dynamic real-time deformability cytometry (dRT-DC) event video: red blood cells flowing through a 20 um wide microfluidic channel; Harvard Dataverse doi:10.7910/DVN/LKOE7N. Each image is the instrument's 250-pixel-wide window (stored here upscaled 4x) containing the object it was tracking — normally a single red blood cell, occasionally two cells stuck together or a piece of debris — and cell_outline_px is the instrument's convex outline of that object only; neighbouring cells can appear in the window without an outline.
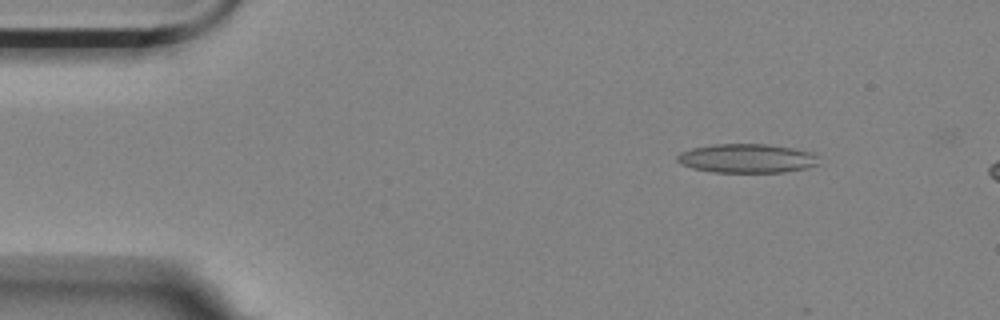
{"species": "Egyptian fruit bat (a non-hibernating species)", "species_latin": "Rousettus aegyptiacus", "temperature_condition": "room temperature", "stored_images_in_passage": 11, "camera_frame_rate_fps": 3000, "um_per_image_px": 0.085, "animal": {"sex": "female"}, "frame": {"image": 1, "passage_image": 2, "time_ms": 0.333, "image_size_px": [1000, 320], "cell_outline_px": [[820, 164], [804, 168], [784, 172], [712, 172], [692, 168], [680, 164], [676, 160], [676, 156], [680, 152], [692, 148], [712, 144], [768, 144], [792, 148], [812, 152], [816, 156]], "centroid_in_image_um": [63.45, 13.46], "position_along_channel_um": 21.6, "area_um2": 23.99}}